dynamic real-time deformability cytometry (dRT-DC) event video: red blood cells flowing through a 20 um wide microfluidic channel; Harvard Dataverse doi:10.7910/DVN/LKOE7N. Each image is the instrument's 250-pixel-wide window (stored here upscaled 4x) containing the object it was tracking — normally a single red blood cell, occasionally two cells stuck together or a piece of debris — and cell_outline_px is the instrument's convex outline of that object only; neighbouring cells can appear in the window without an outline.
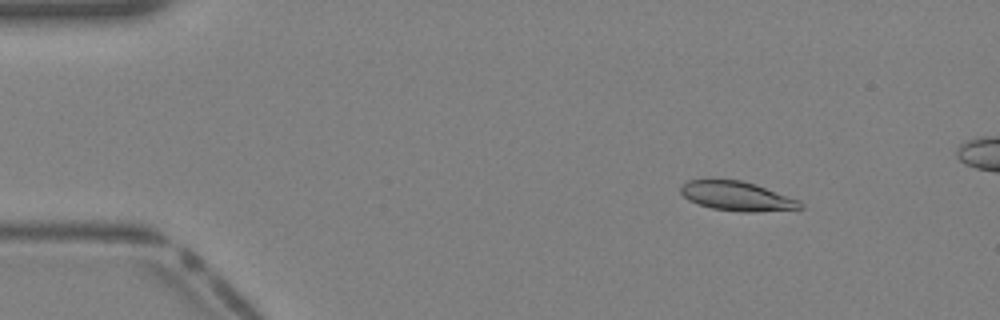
{"species": "Egyptian fruit bat (a non-hibernating species)", "species_latin": "Rousettus aegyptiacus", "temperature_condition": "warm", "stored_images_in_passage": 41, "segment_of_instrument_passage": [1, 2], "camera_frame_rate_fps": 3000, "um_per_image_px": 0.085, "animal": {"sex": "female"}, "frame": {"image": 1, "passage_image": 6, "time_ms": 1.667, "image_size_px": [1000, 320], "cell_outline_px": [[804, 208], [756, 212], [740, 212], [712, 208], [688, 200], [680, 192], [680, 188], [688, 180], [740, 180], [756, 184], [800, 200], [804, 204]], "centroid_in_image_um": [62.69, 16.68], "position_along_channel_um": 22.3, "area_um2": 20.35}}
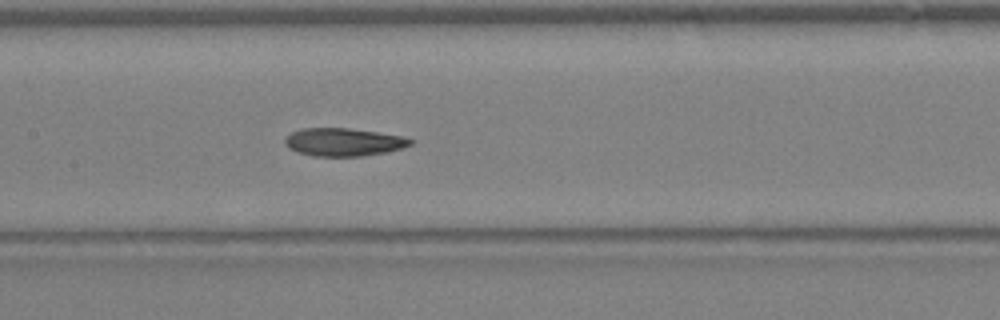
{"frame": {"image": 2, "passage_image": 20, "time_ms": 6.333, "image_size_px": [1000, 320], "cell_outline_px": [[416, 140], [412, 144], [388, 152], [360, 156], [312, 156], [296, 152], [288, 148], [284, 144], [284, 140], [292, 132], [304, 128], [348, 128], [404, 136]], "centroid_in_image_um": [29.21, 12.08], "position_along_channel_um": 178.2, "area_um2": 20.52}}
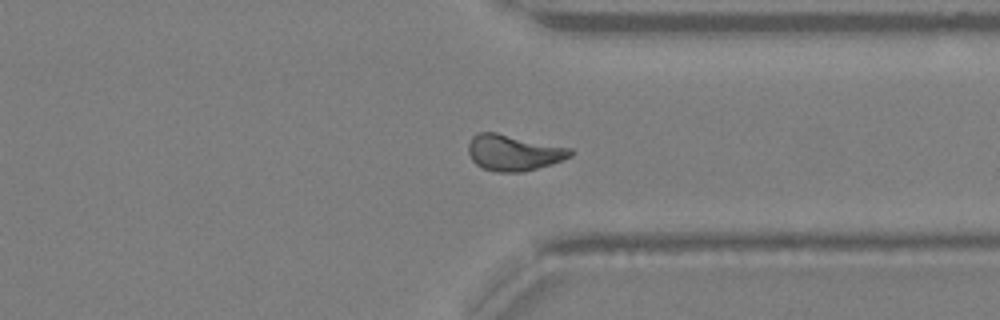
{"frame": {"image": 3, "passage_image": 31, "time_ms": 10.0, "image_size_px": [1000, 320], "cell_outline_px": [[572, 156], [564, 160], [552, 164], [520, 172], [496, 172], [480, 168], [472, 160], [468, 152], [468, 144], [472, 136], [476, 132], [496, 132], [572, 148]], "centroid_in_image_um": [43.64, 12.97], "position_along_channel_um": 367.8, "area_um2": 21.62}}